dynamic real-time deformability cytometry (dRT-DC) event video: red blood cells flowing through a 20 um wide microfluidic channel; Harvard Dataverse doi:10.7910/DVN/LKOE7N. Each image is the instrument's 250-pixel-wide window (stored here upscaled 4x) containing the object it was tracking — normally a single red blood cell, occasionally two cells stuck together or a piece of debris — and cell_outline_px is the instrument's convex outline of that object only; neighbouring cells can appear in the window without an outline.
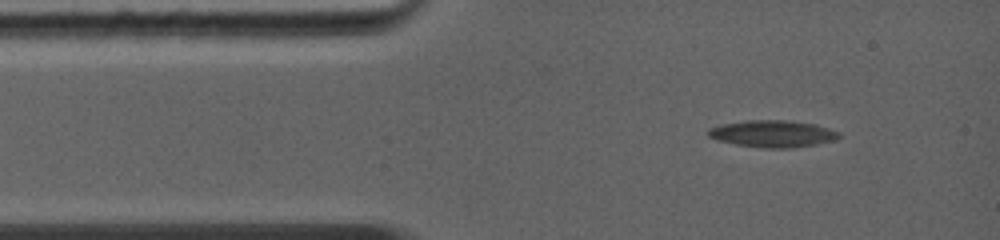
{"species": "common noctule bat (a hibernating species)", "species_latin": "Nyctalus noctula", "temperature_condition": "warm", "stored_images_in_passage": 33, "camera_frame_rate_fps": 5000, "um_per_image_px": 0.085, "animal": {"sex": "female", "body_mass_g": 19.0, "forearm_length_mm": 56.7}, "frame": {"image": 1, "passage_image": 1, "time_ms": 0.0, "image_size_px": [1000, 240], "cell_outline_px": [[840, 136], [836, 140], [816, 144], [792, 148], [764, 148], [736, 144], [716, 140], [708, 136], [708, 128], [720, 124], [744, 120], [784, 120], [816, 124], [840, 132]], "centroid_in_image_um": [65.66, 11.36], "position_along_channel_um": 19.3, "area_um2": 20.63}}
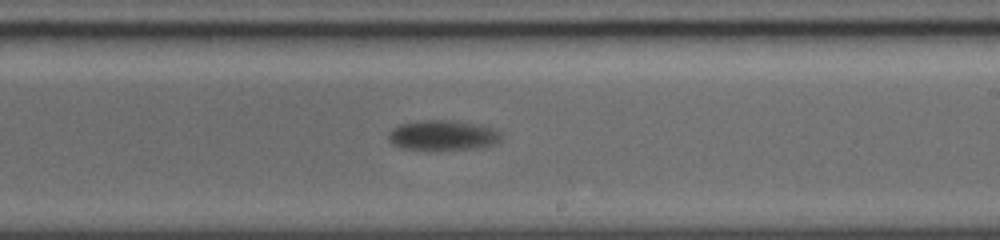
{"frame": {"image": 2, "passage_image": 18, "time_ms": 6.4, "image_size_px": [1000, 240], "cell_outline_px": [[500, 140], [496, 144], [484, 148], [400, 148], [392, 144], [388, 140], [388, 132], [392, 128], [400, 124], [420, 120], [452, 120], [500, 128]], "centroid_in_image_um": [37.68, 11.47], "position_along_channel_um": 251.3, "area_um2": 19.71}}
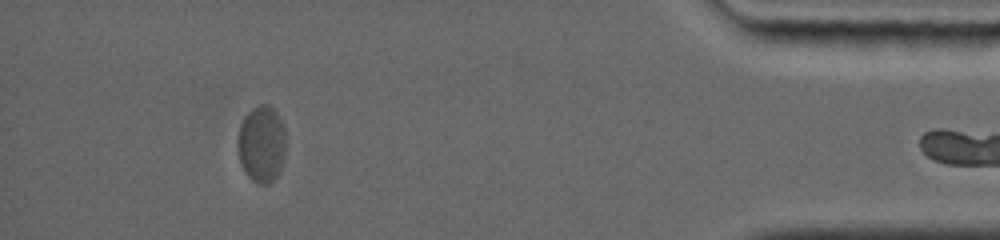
{"frame": {"image": 3, "passage_image": 32, "time_ms": 11.8, "image_size_px": [1000, 240], "cell_outline_px": [[284, 160], [276, 176], [268, 184], [256, 184], [248, 176], [240, 160], [236, 140], [240, 124], [244, 116], [252, 108], [260, 104], [268, 104], [280, 116], [284, 128]], "centroid_in_image_um": [22.22, 12.22], "position_along_channel_um": 413.0, "area_um2": 21.56}}